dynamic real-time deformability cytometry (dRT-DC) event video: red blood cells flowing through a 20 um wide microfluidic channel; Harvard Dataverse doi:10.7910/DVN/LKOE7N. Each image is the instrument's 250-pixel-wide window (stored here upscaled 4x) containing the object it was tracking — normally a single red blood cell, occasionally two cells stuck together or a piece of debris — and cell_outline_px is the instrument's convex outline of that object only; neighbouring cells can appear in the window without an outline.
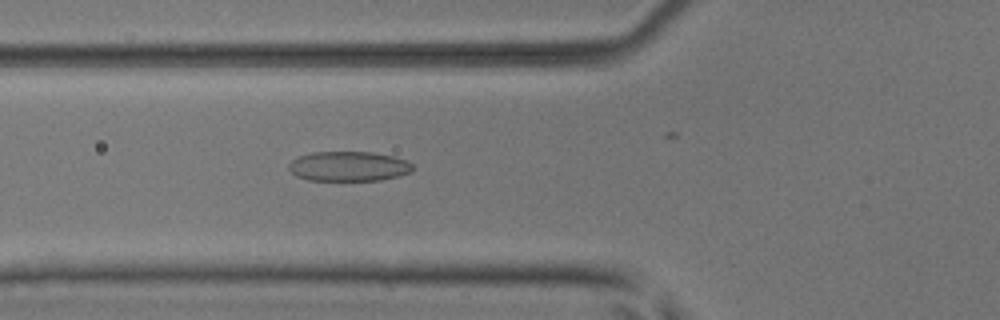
{"species": "common noctule bat (a hibernating species)", "species_latin": "Nyctalus noctula", "temperature_condition": "room temperature", "stored_images_in_passage": 24, "camera_frame_rate_fps": 3000, "um_per_image_px": 0.085, "animal": {"sex": "male", "body_mass_g": 17.9, "forearm_length_mm": 54.2}, "frame": {"image": 1, "passage_image": 3, "time_ms": 0.667, "image_size_px": [1000, 320], "cell_outline_px": [[412, 172], [380, 180], [308, 180], [296, 176], [288, 168], [288, 164], [292, 160], [300, 156], [312, 152], [372, 152], [392, 156], [408, 160], [412, 164]], "centroid_in_image_um": [29.63, 14.13], "position_along_channel_um": 96.2, "area_um2": 21.44}}
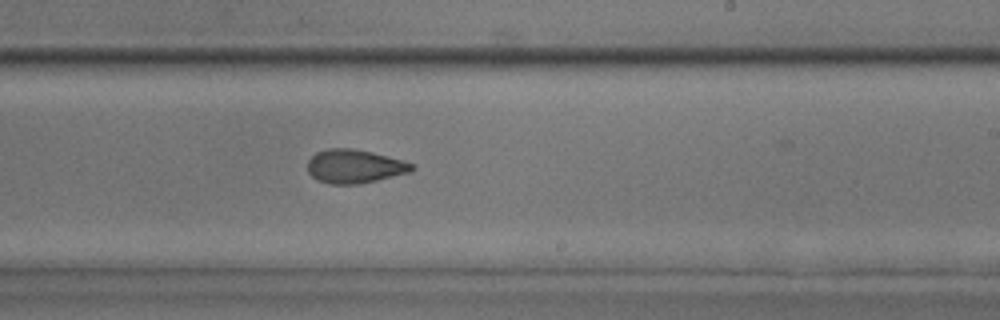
{"frame": {"image": 2, "passage_image": 15, "time_ms": 4.667, "image_size_px": [1000, 320], "cell_outline_px": [[416, 168], [412, 172], [360, 184], [328, 184], [316, 180], [308, 172], [308, 160], [316, 152], [328, 148], [352, 148], [372, 152], [400, 160], [412, 164]], "centroid_in_image_um": [30.12, 14.15], "position_along_channel_um": 258.9, "area_um2": 20.52}}
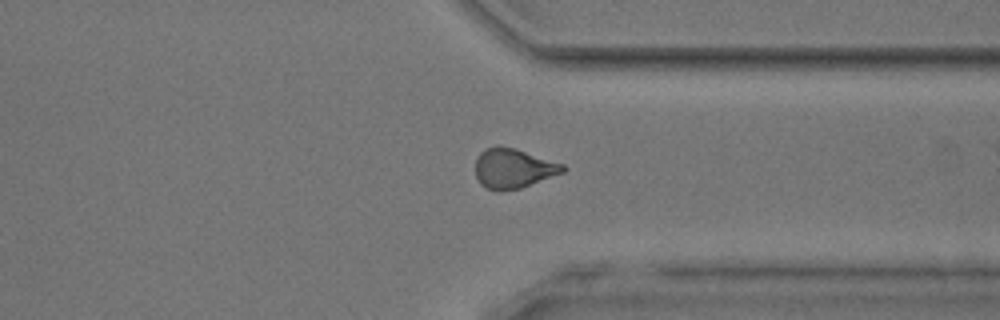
{"frame": {"image": 3, "passage_image": 23, "time_ms": 7.333, "image_size_px": [1000, 320], "cell_outline_px": [[568, 168], [564, 172], [520, 188], [496, 192], [484, 188], [480, 184], [476, 176], [476, 160], [480, 152], [496, 144], [500, 144], [516, 148], [564, 164]], "centroid_in_image_um": [43.62, 14.3], "position_along_channel_um": 367.8, "area_um2": 20.58}}